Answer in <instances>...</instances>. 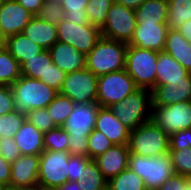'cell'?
Wrapping results in <instances>:
<instances>
[{"instance_id":"1","label":"cell","mask_w":191,"mask_h":190,"mask_svg":"<svg viewBox=\"0 0 191 190\" xmlns=\"http://www.w3.org/2000/svg\"><path fill=\"white\" fill-rule=\"evenodd\" d=\"M127 46L102 36L86 55V68L97 77L125 69Z\"/></svg>"},{"instance_id":"2","label":"cell","mask_w":191,"mask_h":190,"mask_svg":"<svg viewBox=\"0 0 191 190\" xmlns=\"http://www.w3.org/2000/svg\"><path fill=\"white\" fill-rule=\"evenodd\" d=\"M11 87L15 110L25 115L31 110L46 108L59 93L41 80L25 76L18 78Z\"/></svg>"},{"instance_id":"3","label":"cell","mask_w":191,"mask_h":190,"mask_svg":"<svg viewBox=\"0 0 191 190\" xmlns=\"http://www.w3.org/2000/svg\"><path fill=\"white\" fill-rule=\"evenodd\" d=\"M130 131L151 121V91L137 89L119 103L107 107Z\"/></svg>"},{"instance_id":"4","label":"cell","mask_w":191,"mask_h":190,"mask_svg":"<svg viewBox=\"0 0 191 190\" xmlns=\"http://www.w3.org/2000/svg\"><path fill=\"white\" fill-rule=\"evenodd\" d=\"M128 168L144 180L147 190H158L175 174L169 153L155 157L130 153Z\"/></svg>"},{"instance_id":"5","label":"cell","mask_w":191,"mask_h":190,"mask_svg":"<svg viewBox=\"0 0 191 190\" xmlns=\"http://www.w3.org/2000/svg\"><path fill=\"white\" fill-rule=\"evenodd\" d=\"M170 136L152 120L130 131V153L150 157L169 153Z\"/></svg>"},{"instance_id":"6","label":"cell","mask_w":191,"mask_h":190,"mask_svg":"<svg viewBox=\"0 0 191 190\" xmlns=\"http://www.w3.org/2000/svg\"><path fill=\"white\" fill-rule=\"evenodd\" d=\"M158 52L127 46L125 70L140 89L152 90L156 82Z\"/></svg>"},{"instance_id":"7","label":"cell","mask_w":191,"mask_h":190,"mask_svg":"<svg viewBox=\"0 0 191 190\" xmlns=\"http://www.w3.org/2000/svg\"><path fill=\"white\" fill-rule=\"evenodd\" d=\"M68 151L44 150L40 155L38 188L53 190L69 181Z\"/></svg>"},{"instance_id":"8","label":"cell","mask_w":191,"mask_h":190,"mask_svg":"<svg viewBox=\"0 0 191 190\" xmlns=\"http://www.w3.org/2000/svg\"><path fill=\"white\" fill-rule=\"evenodd\" d=\"M137 85L125 69L98 77L97 103L100 107H108L119 103L135 92Z\"/></svg>"},{"instance_id":"9","label":"cell","mask_w":191,"mask_h":190,"mask_svg":"<svg viewBox=\"0 0 191 190\" xmlns=\"http://www.w3.org/2000/svg\"><path fill=\"white\" fill-rule=\"evenodd\" d=\"M136 26L135 10L129 9L115 0L107 13L101 34L105 38L129 44Z\"/></svg>"},{"instance_id":"10","label":"cell","mask_w":191,"mask_h":190,"mask_svg":"<svg viewBox=\"0 0 191 190\" xmlns=\"http://www.w3.org/2000/svg\"><path fill=\"white\" fill-rule=\"evenodd\" d=\"M98 77L87 68L66 73L59 93L70 98L75 104L97 102Z\"/></svg>"},{"instance_id":"11","label":"cell","mask_w":191,"mask_h":190,"mask_svg":"<svg viewBox=\"0 0 191 190\" xmlns=\"http://www.w3.org/2000/svg\"><path fill=\"white\" fill-rule=\"evenodd\" d=\"M151 120L169 136L179 130L189 129L191 128V101L152 106Z\"/></svg>"},{"instance_id":"12","label":"cell","mask_w":191,"mask_h":190,"mask_svg":"<svg viewBox=\"0 0 191 190\" xmlns=\"http://www.w3.org/2000/svg\"><path fill=\"white\" fill-rule=\"evenodd\" d=\"M56 26L58 41L74 46L77 51L85 55L90 52L102 37L101 29L90 23L78 25L64 19Z\"/></svg>"},{"instance_id":"13","label":"cell","mask_w":191,"mask_h":190,"mask_svg":"<svg viewBox=\"0 0 191 190\" xmlns=\"http://www.w3.org/2000/svg\"><path fill=\"white\" fill-rule=\"evenodd\" d=\"M40 156L20 155L11 163V179L8 187L18 190L38 189Z\"/></svg>"},{"instance_id":"14","label":"cell","mask_w":191,"mask_h":190,"mask_svg":"<svg viewBox=\"0 0 191 190\" xmlns=\"http://www.w3.org/2000/svg\"><path fill=\"white\" fill-rule=\"evenodd\" d=\"M100 105L95 103L75 104L69 117L66 119L63 129L75 138L88 136L95 127L97 111Z\"/></svg>"},{"instance_id":"15","label":"cell","mask_w":191,"mask_h":190,"mask_svg":"<svg viewBox=\"0 0 191 190\" xmlns=\"http://www.w3.org/2000/svg\"><path fill=\"white\" fill-rule=\"evenodd\" d=\"M34 17L16 0H6L0 7V33L4 39L22 33Z\"/></svg>"},{"instance_id":"16","label":"cell","mask_w":191,"mask_h":190,"mask_svg":"<svg viewBox=\"0 0 191 190\" xmlns=\"http://www.w3.org/2000/svg\"><path fill=\"white\" fill-rule=\"evenodd\" d=\"M168 31L167 23H137L128 45L156 52L163 51Z\"/></svg>"},{"instance_id":"17","label":"cell","mask_w":191,"mask_h":190,"mask_svg":"<svg viewBox=\"0 0 191 190\" xmlns=\"http://www.w3.org/2000/svg\"><path fill=\"white\" fill-rule=\"evenodd\" d=\"M152 106L173 105L183 101H191V73L184 80L168 81L166 85L151 90Z\"/></svg>"},{"instance_id":"18","label":"cell","mask_w":191,"mask_h":190,"mask_svg":"<svg viewBox=\"0 0 191 190\" xmlns=\"http://www.w3.org/2000/svg\"><path fill=\"white\" fill-rule=\"evenodd\" d=\"M130 151L128 145H115L94 160L103 177L108 181L128 168Z\"/></svg>"},{"instance_id":"19","label":"cell","mask_w":191,"mask_h":190,"mask_svg":"<svg viewBox=\"0 0 191 190\" xmlns=\"http://www.w3.org/2000/svg\"><path fill=\"white\" fill-rule=\"evenodd\" d=\"M49 52L53 63L65 73L86 68V55L68 43L57 41Z\"/></svg>"},{"instance_id":"20","label":"cell","mask_w":191,"mask_h":190,"mask_svg":"<svg viewBox=\"0 0 191 190\" xmlns=\"http://www.w3.org/2000/svg\"><path fill=\"white\" fill-rule=\"evenodd\" d=\"M94 129L104 133L115 145L128 144L130 130L106 107H99Z\"/></svg>"},{"instance_id":"21","label":"cell","mask_w":191,"mask_h":190,"mask_svg":"<svg viewBox=\"0 0 191 190\" xmlns=\"http://www.w3.org/2000/svg\"><path fill=\"white\" fill-rule=\"evenodd\" d=\"M43 139L44 133L27 120L24 121L20 129L14 135L15 143L21 155L40 156L45 150Z\"/></svg>"},{"instance_id":"22","label":"cell","mask_w":191,"mask_h":190,"mask_svg":"<svg viewBox=\"0 0 191 190\" xmlns=\"http://www.w3.org/2000/svg\"><path fill=\"white\" fill-rule=\"evenodd\" d=\"M22 33L45 50H49L58 41L57 26L49 24L36 16L25 26Z\"/></svg>"},{"instance_id":"23","label":"cell","mask_w":191,"mask_h":190,"mask_svg":"<svg viewBox=\"0 0 191 190\" xmlns=\"http://www.w3.org/2000/svg\"><path fill=\"white\" fill-rule=\"evenodd\" d=\"M188 72L180 63L165 51L158 52L155 87L168 84V81L184 80Z\"/></svg>"},{"instance_id":"24","label":"cell","mask_w":191,"mask_h":190,"mask_svg":"<svg viewBox=\"0 0 191 190\" xmlns=\"http://www.w3.org/2000/svg\"><path fill=\"white\" fill-rule=\"evenodd\" d=\"M4 46L20 65L45 50L27 38L24 33L8 36Z\"/></svg>"},{"instance_id":"25","label":"cell","mask_w":191,"mask_h":190,"mask_svg":"<svg viewBox=\"0 0 191 190\" xmlns=\"http://www.w3.org/2000/svg\"><path fill=\"white\" fill-rule=\"evenodd\" d=\"M191 73V43L178 30H169L164 50Z\"/></svg>"},{"instance_id":"26","label":"cell","mask_w":191,"mask_h":190,"mask_svg":"<svg viewBox=\"0 0 191 190\" xmlns=\"http://www.w3.org/2000/svg\"><path fill=\"white\" fill-rule=\"evenodd\" d=\"M135 14L137 23H167L168 0H146Z\"/></svg>"},{"instance_id":"27","label":"cell","mask_w":191,"mask_h":190,"mask_svg":"<svg viewBox=\"0 0 191 190\" xmlns=\"http://www.w3.org/2000/svg\"><path fill=\"white\" fill-rule=\"evenodd\" d=\"M52 63L49 50H44L21 64V74L28 78L39 79L47 84V72Z\"/></svg>"},{"instance_id":"28","label":"cell","mask_w":191,"mask_h":190,"mask_svg":"<svg viewBox=\"0 0 191 190\" xmlns=\"http://www.w3.org/2000/svg\"><path fill=\"white\" fill-rule=\"evenodd\" d=\"M21 76L20 63L5 46L0 47V85L11 86Z\"/></svg>"},{"instance_id":"29","label":"cell","mask_w":191,"mask_h":190,"mask_svg":"<svg viewBox=\"0 0 191 190\" xmlns=\"http://www.w3.org/2000/svg\"><path fill=\"white\" fill-rule=\"evenodd\" d=\"M187 20H191V0H168V29L177 30Z\"/></svg>"},{"instance_id":"30","label":"cell","mask_w":191,"mask_h":190,"mask_svg":"<svg viewBox=\"0 0 191 190\" xmlns=\"http://www.w3.org/2000/svg\"><path fill=\"white\" fill-rule=\"evenodd\" d=\"M108 190H147L144 180L127 168L108 180Z\"/></svg>"},{"instance_id":"31","label":"cell","mask_w":191,"mask_h":190,"mask_svg":"<svg viewBox=\"0 0 191 190\" xmlns=\"http://www.w3.org/2000/svg\"><path fill=\"white\" fill-rule=\"evenodd\" d=\"M75 103L68 97L58 93L46 107L48 114L57 127H62L74 108Z\"/></svg>"},{"instance_id":"32","label":"cell","mask_w":191,"mask_h":190,"mask_svg":"<svg viewBox=\"0 0 191 190\" xmlns=\"http://www.w3.org/2000/svg\"><path fill=\"white\" fill-rule=\"evenodd\" d=\"M60 4L65 11V20L78 25L89 24L85 8L89 0H50Z\"/></svg>"},{"instance_id":"33","label":"cell","mask_w":191,"mask_h":190,"mask_svg":"<svg viewBox=\"0 0 191 190\" xmlns=\"http://www.w3.org/2000/svg\"><path fill=\"white\" fill-rule=\"evenodd\" d=\"M84 178L77 180L81 190H107L108 181L103 177L94 159L86 164Z\"/></svg>"},{"instance_id":"34","label":"cell","mask_w":191,"mask_h":190,"mask_svg":"<svg viewBox=\"0 0 191 190\" xmlns=\"http://www.w3.org/2000/svg\"><path fill=\"white\" fill-rule=\"evenodd\" d=\"M115 0H89L85 11L91 25L102 28L106 22L107 13Z\"/></svg>"},{"instance_id":"35","label":"cell","mask_w":191,"mask_h":190,"mask_svg":"<svg viewBox=\"0 0 191 190\" xmlns=\"http://www.w3.org/2000/svg\"><path fill=\"white\" fill-rule=\"evenodd\" d=\"M25 120L26 115L16 110L5 115H0V138H14V135Z\"/></svg>"},{"instance_id":"36","label":"cell","mask_w":191,"mask_h":190,"mask_svg":"<svg viewBox=\"0 0 191 190\" xmlns=\"http://www.w3.org/2000/svg\"><path fill=\"white\" fill-rule=\"evenodd\" d=\"M44 149L50 151H68L69 134L63 127H56L44 133Z\"/></svg>"},{"instance_id":"37","label":"cell","mask_w":191,"mask_h":190,"mask_svg":"<svg viewBox=\"0 0 191 190\" xmlns=\"http://www.w3.org/2000/svg\"><path fill=\"white\" fill-rule=\"evenodd\" d=\"M171 163L175 174L191 178V148L183 150H169Z\"/></svg>"},{"instance_id":"38","label":"cell","mask_w":191,"mask_h":190,"mask_svg":"<svg viewBox=\"0 0 191 190\" xmlns=\"http://www.w3.org/2000/svg\"><path fill=\"white\" fill-rule=\"evenodd\" d=\"M112 146L113 143L104 133L93 129L88 135V158L95 159L99 155L105 153Z\"/></svg>"},{"instance_id":"39","label":"cell","mask_w":191,"mask_h":190,"mask_svg":"<svg viewBox=\"0 0 191 190\" xmlns=\"http://www.w3.org/2000/svg\"><path fill=\"white\" fill-rule=\"evenodd\" d=\"M36 17L49 24L57 25L65 19V11L60 4L45 0Z\"/></svg>"},{"instance_id":"40","label":"cell","mask_w":191,"mask_h":190,"mask_svg":"<svg viewBox=\"0 0 191 190\" xmlns=\"http://www.w3.org/2000/svg\"><path fill=\"white\" fill-rule=\"evenodd\" d=\"M26 120L37 127L42 133H46L57 127L46 108L29 111L26 114Z\"/></svg>"},{"instance_id":"41","label":"cell","mask_w":191,"mask_h":190,"mask_svg":"<svg viewBox=\"0 0 191 190\" xmlns=\"http://www.w3.org/2000/svg\"><path fill=\"white\" fill-rule=\"evenodd\" d=\"M91 159L85 156L70 155L69 157V172L68 179L71 182H77V180L85 179V167Z\"/></svg>"},{"instance_id":"42","label":"cell","mask_w":191,"mask_h":190,"mask_svg":"<svg viewBox=\"0 0 191 190\" xmlns=\"http://www.w3.org/2000/svg\"><path fill=\"white\" fill-rule=\"evenodd\" d=\"M21 155L14 138H0V156L10 163L14 162Z\"/></svg>"},{"instance_id":"43","label":"cell","mask_w":191,"mask_h":190,"mask_svg":"<svg viewBox=\"0 0 191 190\" xmlns=\"http://www.w3.org/2000/svg\"><path fill=\"white\" fill-rule=\"evenodd\" d=\"M186 147L191 148V128L170 135L169 150H183Z\"/></svg>"},{"instance_id":"44","label":"cell","mask_w":191,"mask_h":190,"mask_svg":"<svg viewBox=\"0 0 191 190\" xmlns=\"http://www.w3.org/2000/svg\"><path fill=\"white\" fill-rule=\"evenodd\" d=\"M15 111L13 89L9 85H0V115Z\"/></svg>"},{"instance_id":"45","label":"cell","mask_w":191,"mask_h":190,"mask_svg":"<svg viewBox=\"0 0 191 190\" xmlns=\"http://www.w3.org/2000/svg\"><path fill=\"white\" fill-rule=\"evenodd\" d=\"M158 190H191V178L174 174Z\"/></svg>"},{"instance_id":"46","label":"cell","mask_w":191,"mask_h":190,"mask_svg":"<svg viewBox=\"0 0 191 190\" xmlns=\"http://www.w3.org/2000/svg\"><path fill=\"white\" fill-rule=\"evenodd\" d=\"M68 144L70 155L88 157V136H82V138L69 136Z\"/></svg>"},{"instance_id":"47","label":"cell","mask_w":191,"mask_h":190,"mask_svg":"<svg viewBox=\"0 0 191 190\" xmlns=\"http://www.w3.org/2000/svg\"><path fill=\"white\" fill-rule=\"evenodd\" d=\"M65 76L66 73L52 63L47 72V85L59 92L63 86Z\"/></svg>"},{"instance_id":"48","label":"cell","mask_w":191,"mask_h":190,"mask_svg":"<svg viewBox=\"0 0 191 190\" xmlns=\"http://www.w3.org/2000/svg\"><path fill=\"white\" fill-rule=\"evenodd\" d=\"M11 179V163L0 156V184L9 186Z\"/></svg>"},{"instance_id":"49","label":"cell","mask_w":191,"mask_h":190,"mask_svg":"<svg viewBox=\"0 0 191 190\" xmlns=\"http://www.w3.org/2000/svg\"><path fill=\"white\" fill-rule=\"evenodd\" d=\"M20 5H22L31 14L36 16L39 9L43 6L45 0H16Z\"/></svg>"},{"instance_id":"50","label":"cell","mask_w":191,"mask_h":190,"mask_svg":"<svg viewBox=\"0 0 191 190\" xmlns=\"http://www.w3.org/2000/svg\"><path fill=\"white\" fill-rule=\"evenodd\" d=\"M177 30L185 40L191 43V20H187Z\"/></svg>"},{"instance_id":"51","label":"cell","mask_w":191,"mask_h":190,"mask_svg":"<svg viewBox=\"0 0 191 190\" xmlns=\"http://www.w3.org/2000/svg\"><path fill=\"white\" fill-rule=\"evenodd\" d=\"M116 1L129 9L135 10L146 0H116Z\"/></svg>"},{"instance_id":"52","label":"cell","mask_w":191,"mask_h":190,"mask_svg":"<svg viewBox=\"0 0 191 190\" xmlns=\"http://www.w3.org/2000/svg\"><path fill=\"white\" fill-rule=\"evenodd\" d=\"M53 190H81V189L78 185V182L68 181L64 185L54 188Z\"/></svg>"},{"instance_id":"53","label":"cell","mask_w":191,"mask_h":190,"mask_svg":"<svg viewBox=\"0 0 191 190\" xmlns=\"http://www.w3.org/2000/svg\"><path fill=\"white\" fill-rule=\"evenodd\" d=\"M5 43V39L3 38V36L0 33V47L4 46Z\"/></svg>"},{"instance_id":"54","label":"cell","mask_w":191,"mask_h":190,"mask_svg":"<svg viewBox=\"0 0 191 190\" xmlns=\"http://www.w3.org/2000/svg\"><path fill=\"white\" fill-rule=\"evenodd\" d=\"M7 186L4 184H0V190H4Z\"/></svg>"},{"instance_id":"55","label":"cell","mask_w":191,"mask_h":190,"mask_svg":"<svg viewBox=\"0 0 191 190\" xmlns=\"http://www.w3.org/2000/svg\"><path fill=\"white\" fill-rule=\"evenodd\" d=\"M4 190H18V189H15V188H11V187H6Z\"/></svg>"},{"instance_id":"56","label":"cell","mask_w":191,"mask_h":190,"mask_svg":"<svg viewBox=\"0 0 191 190\" xmlns=\"http://www.w3.org/2000/svg\"><path fill=\"white\" fill-rule=\"evenodd\" d=\"M6 0H0V7L4 4Z\"/></svg>"}]
</instances>
